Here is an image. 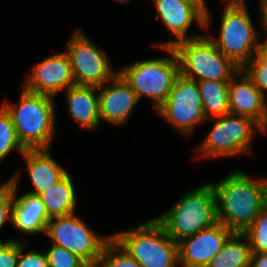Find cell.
Here are the masks:
<instances>
[{
	"instance_id": "obj_1",
	"label": "cell",
	"mask_w": 267,
	"mask_h": 267,
	"mask_svg": "<svg viewBox=\"0 0 267 267\" xmlns=\"http://www.w3.org/2000/svg\"><path fill=\"white\" fill-rule=\"evenodd\" d=\"M212 186L218 222L233 232L243 233L267 204V178L252 180L236 170Z\"/></svg>"
},
{
	"instance_id": "obj_2",
	"label": "cell",
	"mask_w": 267,
	"mask_h": 267,
	"mask_svg": "<svg viewBox=\"0 0 267 267\" xmlns=\"http://www.w3.org/2000/svg\"><path fill=\"white\" fill-rule=\"evenodd\" d=\"M25 150L49 149L55 133L53 97L22 89L18 104L4 102Z\"/></svg>"
},
{
	"instance_id": "obj_3",
	"label": "cell",
	"mask_w": 267,
	"mask_h": 267,
	"mask_svg": "<svg viewBox=\"0 0 267 267\" xmlns=\"http://www.w3.org/2000/svg\"><path fill=\"white\" fill-rule=\"evenodd\" d=\"M155 219L175 242L218 223L216 195L212 183L189 191L170 210Z\"/></svg>"
},
{
	"instance_id": "obj_4",
	"label": "cell",
	"mask_w": 267,
	"mask_h": 267,
	"mask_svg": "<svg viewBox=\"0 0 267 267\" xmlns=\"http://www.w3.org/2000/svg\"><path fill=\"white\" fill-rule=\"evenodd\" d=\"M112 240L142 267H175L179 263L178 243L155 218L112 234Z\"/></svg>"
},
{
	"instance_id": "obj_5",
	"label": "cell",
	"mask_w": 267,
	"mask_h": 267,
	"mask_svg": "<svg viewBox=\"0 0 267 267\" xmlns=\"http://www.w3.org/2000/svg\"><path fill=\"white\" fill-rule=\"evenodd\" d=\"M180 75L193 81H230L239 75V68L225 57L209 36H199L175 43Z\"/></svg>"
},
{
	"instance_id": "obj_6",
	"label": "cell",
	"mask_w": 267,
	"mask_h": 267,
	"mask_svg": "<svg viewBox=\"0 0 267 267\" xmlns=\"http://www.w3.org/2000/svg\"><path fill=\"white\" fill-rule=\"evenodd\" d=\"M159 48L167 51L170 57L136 61L118 71L139 100L144 95L150 97L156 110L166 101L175 80L180 76L179 60L173 47Z\"/></svg>"
},
{
	"instance_id": "obj_7",
	"label": "cell",
	"mask_w": 267,
	"mask_h": 267,
	"mask_svg": "<svg viewBox=\"0 0 267 267\" xmlns=\"http://www.w3.org/2000/svg\"><path fill=\"white\" fill-rule=\"evenodd\" d=\"M222 11L219 39L208 35L217 49L239 68L257 53L258 33L252 24L244 1H227ZM255 52V53H253Z\"/></svg>"
},
{
	"instance_id": "obj_8",
	"label": "cell",
	"mask_w": 267,
	"mask_h": 267,
	"mask_svg": "<svg viewBox=\"0 0 267 267\" xmlns=\"http://www.w3.org/2000/svg\"><path fill=\"white\" fill-rule=\"evenodd\" d=\"M74 214L51 218L46 235L52 239L54 245L77 255L89 267H96L105 246L112 240V235H96Z\"/></svg>"
},
{
	"instance_id": "obj_9",
	"label": "cell",
	"mask_w": 267,
	"mask_h": 267,
	"mask_svg": "<svg viewBox=\"0 0 267 267\" xmlns=\"http://www.w3.org/2000/svg\"><path fill=\"white\" fill-rule=\"evenodd\" d=\"M212 129L198 147L201 156L222 157L250 153L254 127L263 131L251 118L228 113L217 117Z\"/></svg>"
},
{
	"instance_id": "obj_10",
	"label": "cell",
	"mask_w": 267,
	"mask_h": 267,
	"mask_svg": "<svg viewBox=\"0 0 267 267\" xmlns=\"http://www.w3.org/2000/svg\"><path fill=\"white\" fill-rule=\"evenodd\" d=\"M66 53L70 59L75 85L100 87L118 72L110 67L106 53L88 39L81 30L73 32L67 41Z\"/></svg>"
},
{
	"instance_id": "obj_11",
	"label": "cell",
	"mask_w": 267,
	"mask_h": 267,
	"mask_svg": "<svg viewBox=\"0 0 267 267\" xmlns=\"http://www.w3.org/2000/svg\"><path fill=\"white\" fill-rule=\"evenodd\" d=\"M157 111L183 135H190L197 124L207 121L202 110L198 82L181 75Z\"/></svg>"
},
{
	"instance_id": "obj_12",
	"label": "cell",
	"mask_w": 267,
	"mask_h": 267,
	"mask_svg": "<svg viewBox=\"0 0 267 267\" xmlns=\"http://www.w3.org/2000/svg\"><path fill=\"white\" fill-rule=\"evenodd\" d=\"M234 232L218 222L178 241L179 264L206 267Z\"/></svg>"
},
{
	"instance_id": "obj_13",
	"label": "cell",
	"mask_w": 267,
	"mask_h": 267,
	"mask_svg": "<svg viewBox=\"0 0 267 267\" xmlns=\"http://www.w3.org/2000/svg\"><path fill=\"white\" fill-rule=\"evenodd\" d=\"M32 75L23 82V89L56 96L58 91L75 85L70 59L66 52L49 56L33 67Z\"/></svg>"
},
{
	"instance_id": "obj_14",
	"label": "cell",
	"mask_w": 267,
	"mask_h": 267,
	"mask_svg": "<svg viewBox=\"0 0 267 267\" xmlns=\"http://www.w3.org/2000/svg\"><path fill=\"white\" fill-rule=\"evenodd\" d=\"M154 3L158 11L155 17L157 19L160 18L167 29L177 37V40L159 44L156 43L155 46L172 47L179 41L199 37V35L194 37L186 36L188 28L194 21L205 29L206 13L195 3L185 0H154Z\"/></svg>"
},
{
	"instance_id": "obj_15",
	"label": "cell",
	"mask_w": 267,
	"mask_h": 267,
	"mask_svg": "<svg viewBox=\"0 0 267 267\" xmlns=\"http://www.w3.org/2000/svg\"><path fill=\"white\" fill-rule=\"evenodd\" d=\"M240 75V81L233 77L229 82V113L251 118L266 133V98L242 70L239 71Z\"/></svg>"
},
{
	"instance_id": "obj_16",
	"label": "cell",
	"mask_w": 267,
	"mask_h": 267,
	"mask_svg": "<svg viewBox=\"0 0 267 267\" xmlns=\"http://www.w3.org/2000/svg\"><path fill=\"white\" fill-rule=\"evenodd\" d=\"M109 82L110 86L98 87L100 120L119 126L127 123L140 100L119 74Z\"/></svg>"
},
{
	"instance_id": "obj_17",
	"label": "cell",
	"mask_w": 267,
	"mask_h": 267,
	"mask_svg": "<svg viewBox=\"0 0 267 267\" xmlns=\"http://www.w3.org/2000/svg\"><path fill=\"white\" fill-rule=\"evenodd\" d=\"M19 176L16 174L9 181L13 185V206L11 222L13 226L23 234L33 235L39 232L46 234L48 216L46 206L39 195L24 193L15 198L17 192Z\"/></svg>"
},
{
	"instance_id": "obj_18",
	"label": "cell",
	"mask_w": 267,
	"mask_h": 267,
	"mask_svg": "<svg viewBox=\"0 0 267 267\" xmlns=\"http://www.w3.org/2000/svg\"><path fill=\"white\" fill-rule=\"evenodd\" d=\"M99 90L96 86L73 85L66 92L71 118L82 128L95 130L100 123Z\"/></svg>"
},
{
	"instance_id": "obj_19",
	"label": "cell",
	"mask_w": 267,
	"mask_h": 267,
	"mask_svg": "<svg viewBox=\"0 0 267 267\" xmlns=\"http://www.w3.org/2000/svg\"><path fill=\"white\" fill-rule=\"evenodd\" d=\"M22 156L34 187L30 194L40 195L68 173L51 157L49 149L25 150Z\"/></svg>"
},
{
	"instance_id": "obj_20",
	"label": "cell",
	"mask_w": 267,
	"mask_h": 267,
	"mask_svg": "<svg viewBox=\"0 0 267 267\" xmlns=\"http://www.w3.org/2000/svg\"><path fill=\"white\" fill-rule=\"evenodd\" d=\"M73 186L72 179L67 173L56 184L39 195L50 218L74 213L76 194Z\"/></svg>"
},
{
	"instance_id": "obj_21",
	"label": "cell",
	"mask_w": 267,
	"mask_h": 267,
	"mask_svg": "<svg viewBox=\"0 0 267 267\" xmlns=\"http://www.w3.org/2000/svg\"><path fill=\"white\" fill-rule=\"evenodd\" d=\"M252 250L243 233L234 232L206 267H250Z\"/></svg>"
},
{
	"instance_id": "obj_22",
	"label": "cell",
	"mask_w": 267,
	"mask_h": 267,
	"mask_svg": "<svg viewBox=\"0 0 267 267\" xmlns=\"http://www.w3.org/2000/svg\"><path fill=\"white\" fill-rule=\"evenodd\" d=\"M230 81H198L202 110L207 120L229 113L228 89Z\"/></svg>"
},
{
	"instance_id": "obj_23",
	"label": "cell",
	"mask_w": 267,
	"mask_h": 267,
	"mask_svg": "<svg viewBox=\"0 0 267 267\" xmlns=\"http://www.w3.org/2000/svg\"><path fill=\"white\" fill-rule=\"evenodd\" d=\"M266 98L267 92V42H260L257 53L241 68Z\"/></svg>"
},
{
	"instance_id": "obj_24",
	"label": "cell",
	"mask_w": 267,
	"mask_h": 267,
	"mask_svg": "<svg viewBox=\"0 0 267 267\" xmlns=\"http://www.w3.org/2000/svg\"><path fill=\"white\" fill-rule=\"evenodd\" d=\"M243 234L248 239L252 253H267V204Z\"/></svg>"
},
{
	"instance_id": "obj_25",
	"label": "cell",
	"mask_w": 267,
	"mask_h": 267,
	"mask_svg": "<svg viewBox=\"0 0 267 267\" xmlns=\"http://www.w3.org/2000/svg\"><path fill=\"white\" fill-rule=\"evenodd\" d=\"M17 149L21 154L25 149L20 144L10 114L3 106L0 108V161L12 150Z\"/></svg>"
},
{
	"instance_id": "obj_26",
	"label": "cell",
	"mask_w": 267,
	"mask_h": 267,
	"mask_svg": "<svg viewBox=\"0 0 267 267\" xmlns=\"http://www.w3.org/2000/svg\"><path fill=\"white\" fill-rule=\"evenodd\" d=\"M142 267L113 240L104 248L96 267Z\"/></svg>"
},
{
	"instance_id": "obj_27",
	"label": "cell",
	"mask_w": 267,
	"mask_h": 267,
	"mask_svg": "<svg viewBox=\"0 0 267 267\" xmlns=\"http://www.w3.org/2000/svg\"><path fill=\"white\" fill-rule=\"evenodd\" d=\"M45 254L49 267H89L77 255L54 244Z\"/></svg>"
},
{
	"instance_id": "obj_28",
	"label": "cell",
	"mask_w": 267,
	"mask_h": 267,
	"mask_svg": "<svg viewBox=\"0 0 267 267\" xmlns=\"http://www.w3.org/2000/svg\"><path fill=\"white\" fill-rule=\"evenodd\" d=\"M25 245L19 240L17 267H49L45 253L30 250L23 254Z\"/></svg>"
},
{
	"instance_id": "obj_29",
	"label": "cell",
	"mask_w": 267,
	"mask_h": 267,
	"mask_svg": "<svg viewBox=\"0 0 267 267\" xmlns=\"http://www.w3.org/2000/svg\"><path fill=\"white\" fill-rule=\"evenodd\" d=\"M13 206V185L10 181L0 187V229L7 221H11Z\"/></svg>"
},
{
	"instance_id": "obj_30",
	"label": "cell",
	"mask_w": 267,
	"mask_h": 267,
	"mask_svg": "<svg viewBox=\"0 0 267 267\" xmlns=\"http://www.w3.org/2000/svg\"><path fill=\"white\" fill-rule=\"evenodd\" d=\"M19 240L0 241V267H17Z\"/></svg>"
},
{
	"instance_id": "obj_31",
	"label": "cell",
	"mask_w": 267,
	"mask_h": 267,
	"mask_svg": "<svg viewBox=\"0 0 267 267\" xmlns=\"http://www.w3.org/2000/svg\"><path fill=\"white\" fill-rule=\"evenodd\" d=\"M250 267H267V253H252Z\"/></svg>"
},
{
	"instance_id": "obj_32",
	"label": "cell",
	"mask_w": 267,
	"mask_h": 267,
	"mask_svg": "<svg viewBox=\"0 0 267 267\" xmlns=\"http://www.w3.org/2000/svg\"><path fill=\"white\" fill-rule=\"evenodd\" d=\"M185 1H188V2H192V3H195L196 5H198L205 13H206V17H205V29H208L209 28V22H210V13L208 12V9L206 7V4H205V0H185Z\"/></svg>"
},
{
	"instance_id": "obj_33",
	"label": "cell",
	"mask_w": 267,
	"mask_h": 267,
	"mask_svg": "<svg viewBox=\"0 0 267 267\" xmlns=\"http://www.w3.org/2000/svg\"><path fill=\"white\" fill-rule=\"evenodd\" d=\"M260 11H261V25L265 32H267V0H260Z\"/></svg>"
},
{
	"instance_id": "obj_34",
	"label": "cell",
	"mask_w": 267,
	"mask_h": 267,
	"mask_svg": "<svg viewBox=\"0 0 267 267\" xmlns=\"http://www.w3.org/2000/svg\"><path fill=\"white\" fill-rule=\"evenodd\" d=\"M116 1H120V3H124V2H128L129 0H116Z\"/></svg>"
},
{
	"instance_id": "obj_35",
	"label": "cell",
	"mask_w": 267,
	"mask_h": 267,
	"mask_svg": "<svg viewBox=\"0 0 267 267\" xmlns=\"http://www.w3.org/2000/svg\"><path fill=\"white\" fill-rule=\"evenodd\" d=\"M226 1H244V0H226Z\"/></svg>"
}]
</instances>
